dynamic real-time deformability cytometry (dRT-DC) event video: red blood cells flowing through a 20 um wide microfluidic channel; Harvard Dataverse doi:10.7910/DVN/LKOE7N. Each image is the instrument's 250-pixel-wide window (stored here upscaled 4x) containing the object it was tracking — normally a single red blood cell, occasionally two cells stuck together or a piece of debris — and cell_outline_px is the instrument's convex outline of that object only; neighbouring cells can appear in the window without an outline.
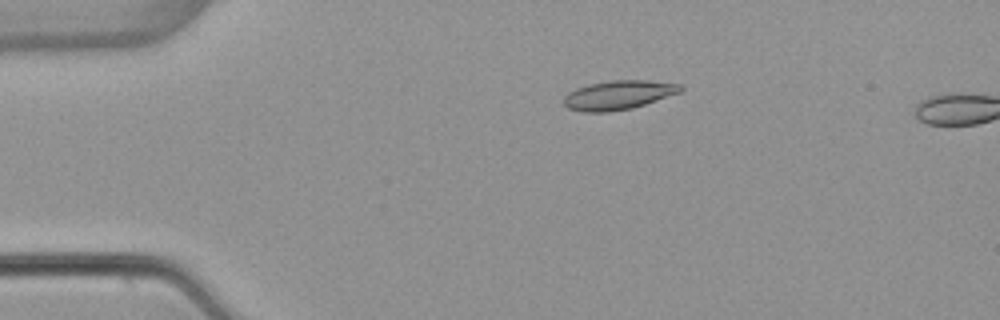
{"species": "common noctule bat (a hibernating species)", "species_latin": "Nyctalus noctula", "temperature_condition": "warm", "stored_images_in_passage": 3, "camera_frame_rate_fps": 3000, "um_per_image_px": 0.085, "animal": {"sex": "female", "body_mass_g": 22.7, "forearm_length_mm": 54.2}, "frame": {"image": 1, "passage_image": 1, "time_ms": 0.0, "image_size_px": [1000, 320], "cell_outline_px": [[684, 88], [680, 92], [632, 108], [608, 112], [584, 112], [568, 108], [564, 104], [564, 96], [568, 92], [576, 88], [588, 84], [608, 80], [648, 80], [680, 84]], "centroid_in_image_um": [52.54, 8.07], "position_along_channel_um": 32.5, "area_um2": 19.77}}